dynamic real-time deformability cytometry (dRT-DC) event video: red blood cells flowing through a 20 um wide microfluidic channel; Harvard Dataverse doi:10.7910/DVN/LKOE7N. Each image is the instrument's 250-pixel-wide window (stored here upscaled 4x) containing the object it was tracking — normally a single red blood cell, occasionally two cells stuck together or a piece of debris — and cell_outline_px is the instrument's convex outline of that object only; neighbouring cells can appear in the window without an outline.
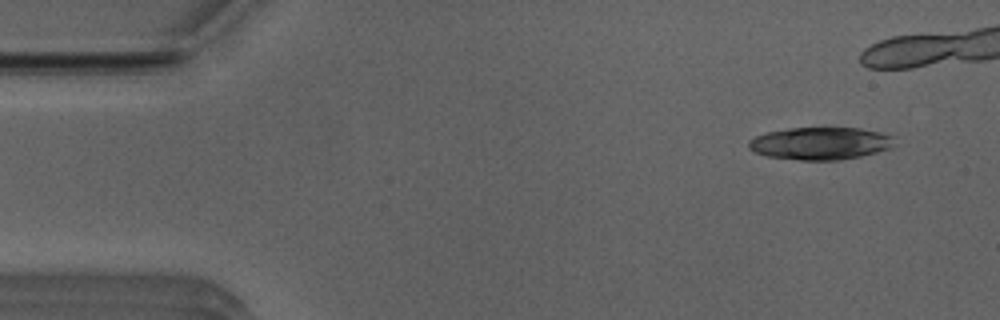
{"species": "Egyptian fruit bat (a non-hibernating species)", "species_latin": "Rousettus aegyptiacus", "temperature_condition": "room temperature", "stored_images_in_passage": 8, "camera_frame_rate_fps": 3000, "um_per_image_px": 0.085, "animal": {"sex": "male"}, "frame": {"image": 1, "passage_image": 1, "time_ms": 0.0, "image_size_px": [1000, 320], "cell_outline_px": [[896, 136], [892, 148], [860, 156], [840, 160], [800, 160], [768, 156], [756, 152], [748, 148], [748, 140], [756, 136], [768, 132], [788, 128], [860, 128], [880, 132]], "centroid_in_image_um": [69.76, 12.18], "position_along_channel_um": 15.2, "area_um2": 27.63}}